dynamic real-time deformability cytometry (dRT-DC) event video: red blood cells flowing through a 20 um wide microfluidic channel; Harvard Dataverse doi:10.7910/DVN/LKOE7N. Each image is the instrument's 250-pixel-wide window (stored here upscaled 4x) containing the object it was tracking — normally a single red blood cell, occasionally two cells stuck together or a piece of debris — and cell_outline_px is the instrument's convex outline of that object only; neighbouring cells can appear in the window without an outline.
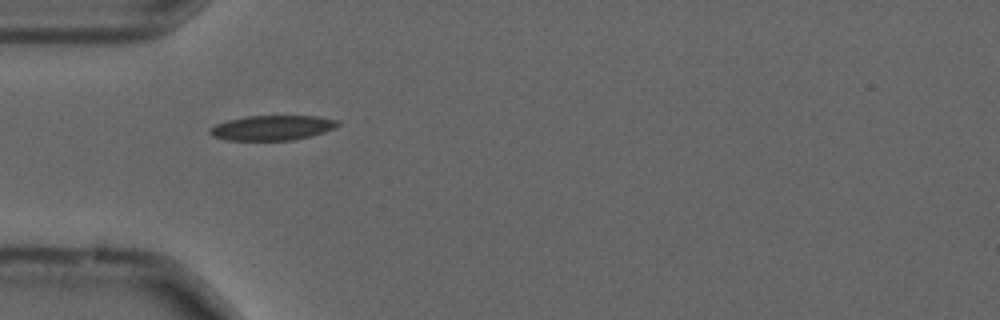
{"species": "common noctule bat (a hibernating species)", "species_latin": "Nyctalus noctula", "temperature_condition": "cold", "stored_images_in_passage": 39, "camera_frame_rate_fps": 3000, "um_per_image_px": 0.085, "animal": {"sex": "male", "forearm_length_mm": 52.5}, "frame": {"image": 1, "passage_image": 1, "time_ms": 0.0, "image_size_px": [1000, 320], "cell_outline_px": [[340, 124], [336, 128], [312, 136], [292, 140], [228, 140], [212, 136], [208, 132], [208, 128], [216, 124], [228, 120], [248, 116], [320, 116], [340, 120]], "centroid_in_image_um": [23.18, 10.86], "position_along_channel_um": 61.8, "area_um2": 18.73}}
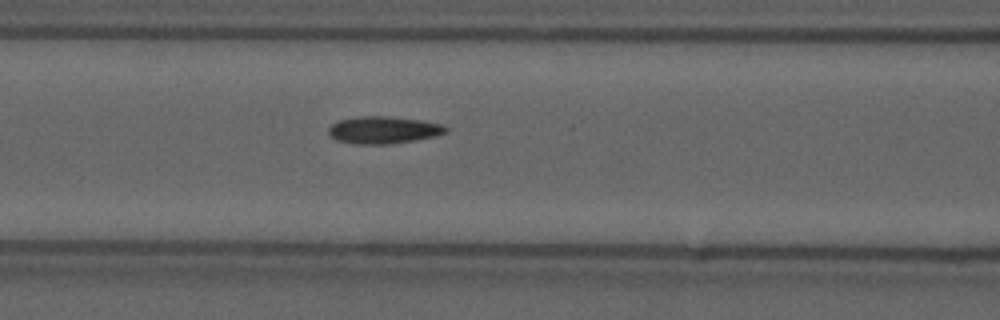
{"frame": {"image": 2, "passage_image": 7, "time_ms": 2.0, "image_size_px": [1000, 320], "cell_outline_px": [[448, 132], [436, 136], [388, 144], [356, 144], [336, 140], [328, 136], [328, 128], [332, 124], [340, 120], [360, 116], [388, 116], [420, 120], [440, 124], [448, 128]], "centroid_in_image_um": [32.56, 11.05], "position_along_channel_um": 134.0, "area_um2": 18.55}}
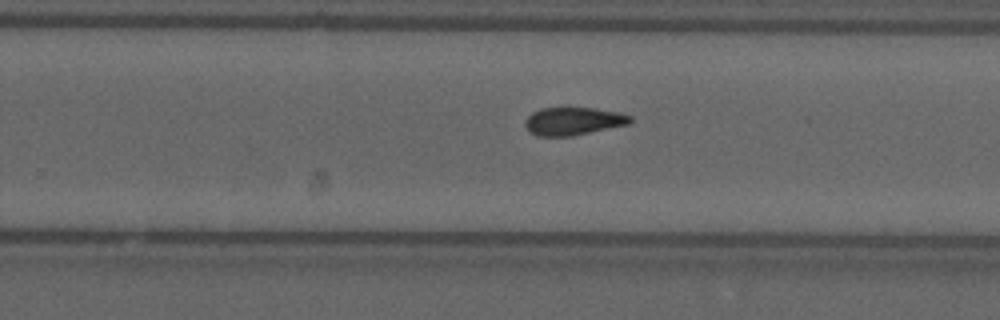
{"frame": {"image": 3, "passage_image": 19, "time_ms": 6.0, "image_size_px": [1000, 320], "cell_outline_px": [[632, 120], [628, 124], [572, 136], [536, 136], [528, 132], [524, 124], [524, 120], [532, 112], [540, 108], [564, 104], [596, 108], [620, 112], [632, 116]], "centroid_in_image_um": [48.67, 10.24], "position_along_channel_um": 281.1, "area_um2": 18.03}, "authors_computed_cell_mechanics": {"area_um2": 17.2244, "velocity_mm_per_s": 3.6872, "shape_relaxation_time_tau1_ms": 11.2895, "shape_relaxation_time_tau2_ms": 3.3994, "deformation_change_tau1": 0.2121, "deformation_change_tau2": 0.0959}}